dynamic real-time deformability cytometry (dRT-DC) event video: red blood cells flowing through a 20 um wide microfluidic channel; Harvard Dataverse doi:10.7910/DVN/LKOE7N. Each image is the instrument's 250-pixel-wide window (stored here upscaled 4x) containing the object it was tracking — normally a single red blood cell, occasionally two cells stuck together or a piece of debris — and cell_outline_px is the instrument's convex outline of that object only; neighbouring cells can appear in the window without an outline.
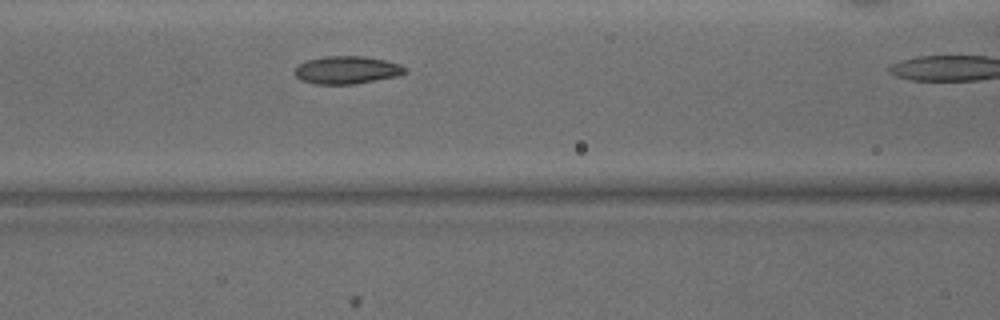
{"species": "common noctule bat (a hibernating species)", "species_latin": "Nyctalus noctula", "temperature_condition": "warm", "stored_images_in_passage": 11, "camera_frame_rate_fps": 3000, "um_per_image_px": 0.085, "animal": {"sex": "male", "body_mass_g": 15.6}, "frame": {"image": 1, "passage_image": 10, "time_ms": 3.0, "image_size_px": [1000, 320], "cell_outline_px": [[408, 72], [396, 76], [356, 84], [316, 84], [300, 80], [296, 76], [296, 68], [300, 64], [308, 60], [324, 56], [364, 56], [384, 60], [400, 64], [408, 68]], "centroid_in_image_um": [29.52, 5.95], "position_along_channel_um": 137.1, "area_um2": 17.8}}